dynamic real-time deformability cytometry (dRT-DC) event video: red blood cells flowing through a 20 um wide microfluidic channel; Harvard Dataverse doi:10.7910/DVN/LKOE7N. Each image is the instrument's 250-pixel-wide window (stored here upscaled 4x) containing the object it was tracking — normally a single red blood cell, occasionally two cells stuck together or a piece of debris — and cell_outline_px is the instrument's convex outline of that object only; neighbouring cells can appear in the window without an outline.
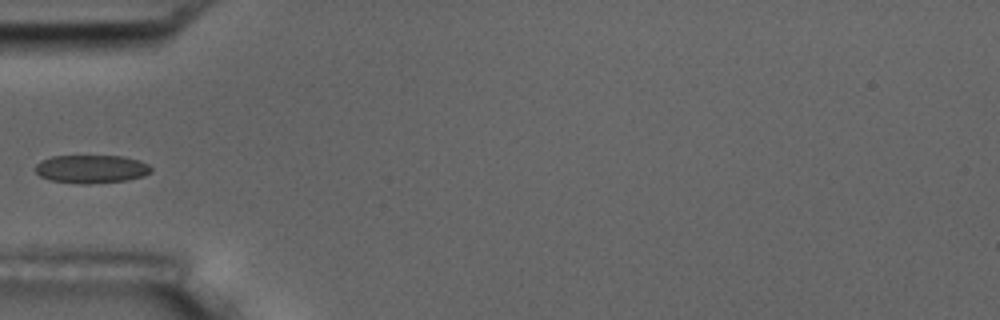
{"species": "common noctule bat (a hibernating species)", "species_latin": "Nyctalus noctula", "temperature_condition": "room temperature", "stored_images_in_passage": 5, "camera_frame_rate_fps": 3000, "um_per_image_px": 0.085, "animal": {"sex": "male", "body_mass_g": 17.5, "forearm_length_mm": 52.3}, "frame": {"image": 1, "passage_image": 5, "time_ms": 4.667, "image_size_px": [1000, 320], "cell_outline_px": [[152, 172], [144, 176], [128, 180], [88, 184], [80, 184], [52, 180], [40, 176], [36, 172], [36, 164], [40, 160], [52, 156], [120, 156], [140, 160], [148, 164], [152, 168]], "centroid_in_image_um": [7.79, 14.36], "position_along_channel_um": 77.2, "area_um2": 19.13}}